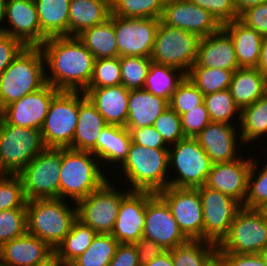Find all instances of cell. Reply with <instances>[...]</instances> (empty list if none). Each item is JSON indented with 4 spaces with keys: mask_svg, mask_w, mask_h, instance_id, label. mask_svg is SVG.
Returning <instances> with one entry per match:
<instances>
[{
    "mask_svg": "<svg viewBox=\"0 0 267 266\" xmlns=\"http://www.w3.org/2000/svg\"><path fill=\"white\" fill-rule=\"evenodd\" d=\"M265 262H266V265H267V248H265L262 252H261Z\"/></svg>",
    "mask_w": 267,
    "mask_h": 266,
    "instance_id": "64",
    "label": "cell"
},
{
    "mask_svg": "<svg viewBox=\"0 0 267 266\" xmlns=\"http://www.w3.org/2000/svg\"><path fill=\"white\" fill-rule=\"evenodd\" d=\"M238 20L267 37V2L246 9L239 15Z\"/></svg>",
    "mask_w": 267,
    "mask_h": 266,
    "instance_id": "51",
    "label": "cell"
},
{
    "mask_svg": "<svg viewBox=\"0 0 267 266\" xmlns=\"http://www.w3.org/2000/svg\"><path fill=\"white\" fill-rule=\"evenodd\" d=\"M229 90L241 110L267 93V76L256 68H239L233 72Z\"/></svg>",
    "mask_w": 267,
    "mask_h": 266,
    "instance_id": "31",
    "label": "cell"
},
{
    "mask_svg": "<svg viewBox=\"0 0 267 266\" xmlns=\"http://www.w3.org/2000/svg\"><path fill=\"white\" fill-rule=\"evenodd\" d=\"M141 266H174L171 250L164 251L161 255L152 259L149 263Z\"/></svg>",
    "mask_w": 267,
    "mask_h": 266,
    "instance_id": "57",
    "label": "cell"
},
{
    "mask_svg": "<svg viewBox=\"0 0 267 266\" xmlns=\"http://www.w3.org/2000/svg\"><path fill=\"white\" fill-rule=\"evenodd\" d=\"M143 237L171 250L189 239L182 233L167 203L154 193L145 208Z\"/></svg>",
    "mask_w": 267,
    "mask_h": 266,
    "instance_id": "17",
    "label": "cell"
},
{
    "mask_svg": "<svg viewBox=\"0 0 267 266\" xmlns=\"http://www.w3.org/2000/svg\"><path fill=\"white\" fill-rule=\"evenodd\" d=\"M45 148L41 129L7 124L0 117V174L18 175Z\"/></svg>",
    "mask_w": 267,
    "mask_h": 266,
    "instance_id": "6",
    "label": "cell"
},
{
    "mask_svg": "<svg viewBox=\"0 0 267 266\" xmlns=\"http://www.w3.org/2000/svg\"><path fill=\"white\" fill-rule=\"evenodd\" d=\"M77 38L95 59L119 57L112 14L105 22L84 30Z\"/></svg>",
    "mask_w": 267,
    "mask_h": 266,
    "instance_id": "33",
    "label": "cell"
},
{
    "mask_svg": "<svg viewBox=\"0 0 267 266\" xmlns=\"http://www.w3.org/2000/svg\"><path fill=\"white\" fill-rule=\"evenodd\" d=\"M108 266H140L134 244L120 243Z\"/></svg>",
    "mask_w": 267,
    "mask_h": 266,
    "instance_id": "56",
    "label": "cell"
},
{
    "mask_svg": "<svg viewBox=\"0 0 267 266\" xmlns=\"http://www.w3.org/2000/svg\"><path fill=\"white\" fill-rule=\"evenodd\" d=\"M232 70L210 67H191L186 77L204 94L229 89Z\"/></svg>",
    "mask_w": 267,
    "mask_h": 266,
    "instance_id": "39",
    "label": "cell"
},
{
    "mask_svg": "<svg viewBox=\"0 0 267 266\" xmlns=\"http://www.w3.org/2000/svg\"><path fill=\"white\" fill-rule=\"evenodd\" d=\"M103 169L90 151L62 148L60 199L77 203L98 190L110 178Z\"/></svg>",
    "mask_w": 267,
    "mask_h": 266,
    "instance_id": "4",
    "label": "cell"
},
{
    "mask_svg": "<svg viewBox=\"0 0 267 266\" xmlns=\"http://www.w3.org/2000/svg\"><path fill=\"white\" fill-rule=\"evenodd\" d=\"M27 232L26 208L0 211V246Z\"/></svg>",
    "mask_w": 267,
    "mask_h": 266,
    "instance_id": "47",
    "label": "cell"
},
{
    "mask_svg": "<svg viewBox=\"0 0 267 266\" xmlns=\"http://www.w3.org/2000/svg\"><path fill=\"white\" fill-rule=\"evenodd\" d=\"M6 2L7 0H0V31L5 26L3 22H5Z\"/></svg>",
    "mask_w": 267,
    "mask_h": 266,
    "instance_id": "60",
    "label": "cell"
},
{
    "mask_svg": "<svg viewBox=\"0 0 267 266\" xmlns=\"http://www.w3.org/2000/svg\"><path fill=\"white\" fill-rule=\"evenodd\" d=\"M218 257L226 266H267L261 253H218Z\"/></svg>",
    "mask_w": 267,
    "mask_h": 266,
    "instance_id": "54",
    "label": "cell"
},
{
    "mask_svg": "<svg viewBox=\"0 0 267 266\" xmlns=\"http://www.w3.org/2000/svg\"><path fill=\"white\" fill-rule=\"evenodd\" d=\"M26 220L27 233L55 250L77 220V205L59 198L30 200L26 202Z\"/></svg>",
    "mask_w": 267,
    "mask_h": 266,
    "instance_id": "3",
    "label": "cell"
},
{
    "mask_svg": "<svg viewBox=\"0 0 267 266\" xmlns=\"http://www.w3.org/2000/svg\"><path fill=\"white\" fill-rule=\"evenodd\" d=\"M256 69L267 76V37H264L262 40L260 59Z\"/></svg>",
    "mask_w": 267,
    "mask_h": 266,
    "instance_id": "58",
    "label": "cell"
},
{
    "mask_svg": "<svg viewBox=\"0 0 267 266\" xmlns=\"http://www.w3.org/2000/svg\"><path fill=\"white\" fill-rule=\"evenodd\" d=\"M45 84L42 50L40 47H24L0 74V111Z\"/></svg>",
    "mask_w": 267,
    "mask_h": 266,
    "instance_id": "5",
    "label": "cell"
},
{
    "mask_svg": "<svg viewBox=\"0 0 267 266\" xmlns=\"http://www.w3.org/2000/svg\"><path fill=\"white\" fill-rule=\"evenodd\" d=\"M59 92L46 83L37 91L14 101L0 111V117L11 125L41 129L53 97Z\"/></svg>",
    "mask_w": 267,
    "mask_h": 266,
    "instance_id": "18",
    "label": "cell"
},
{
    "mask_svg": "<svg viewBox=\"0 0 267 266\" xmlns=\"http://www.w3.org/2000/svg\"><path fill=\"white\" fill-rule=\"evenodd\" d=\"M53 255L54 250L46 242L27 232L0 246V262L7 266H35Z\"/></svg>",
    "mask_w": 267,
    "mask_h": 266,
    "instance_id": "23",
    "label": "cell"
},
{
    "mask_svg": "<svg viewBox=\"0 0 267 266\" xmlns=\"http://www.w3.org/2000/svg\"><path fill=\"white\" fill-rule=\"evenodd\" d=\"M78 110L79 91H59L53 97L41 128L46 147L72 149Z\"/></svg>",
    "mask_w": 267,
    "mask_h": 266,
    "instance_id": "12",
    "label": "cell"
},
{
    "mask_svg": "<svg viewBox=\"0 0 267 266\" xmlns=\"http://www.w3.org/2000/svg\"><path fill=\"white\" fill-rule=\"evenodd\" d=\"M96 235L97 233L91 227L84 225L77 219L70 232L54 250V255L63 266H69L88 249Z\"/></svg>",
    "mask_w": 267,
    "mask_h": 266,
    "instance_id": "35",
    "label": "cell"
},
{
    "mask_svg": "<svg viewBox=\"0 0 267 266\" xmlns=\"http://www.w3.org/2000/svg\"><path fill=\"white\" fill-rule=\"evenodd\" d=\"M0 266H7V265H5V264H3V263L0 262Z\"/></svg>",
    "mask_w": 267,
    "mask_h": 266,
    "instance_id": "65",
    "label": "cell"
},
{
    "mask_svg": "<svg viewBox=\"0 0 267 266\" xmlns=\"http://www.w3.org/2000/svg\"><path fill=\"white\" fill-rule=\"evenodd\" d=\"M251 164L252 157L248 155H241L229 162L212 164L205 186L220 191L243 206Z\"/></svg>",
    "mask_w": 267,
    "mask_h": 266,
    "instance_id": "20",
    "label": "cell"
},
{
    "mask_svg": "<svg viewBox=\"0 0 267 266\" xmlns=\"http://www.w3.org/2000/svg\"><path fill=\"white\" fill-rule=\"evenodd\" d=\"M24 47L19 40L0 31V74Z\"/></svg>",
    "mask_w": 267,
    "mask_h": 266,
    "instance_id": "53",
    "label": "cell"
},
{
    "mask_svg": "<svg viewBox=\"0 0 267 266\" xmlns=\"http://www.w3.org/2000/svg\"><path fill=\"white\" fill-rule=\"evenodd\" d=\"M181 128L185 137L195 138L210 122L204 102L180 116Z\"/></svg>",
    "mask_w": 267,
    "mask_h": 266,
    "instance_id": "49",
    "label": "cell"
},
{
    "mask_svg": "<svg viewBox=\"0 0 267 266\" xmlns=\"http://www.w3.org/2000/svg\"><path fill=\"white\" fill-rule=\"evenodd\" d=\"M121 85L119 57L95 59L92 78L86 89Z\"/></svg>",
    "mask_w": 267,
    "mask_h": 266,
    "instance_id": "44",
    "label": "cell"
},
{
    "mask_svg": "<svg viewBox=\"0 0 267 266\" xmlns=\"http://www.w3.org/2000/svg\"><path fill=\"white\" fill-rule=\"evenodd\" d=\"M121 85L128 90L143 89L152 61L143 56H122Z\"/></svg>",
    "mask_w": 267,
    "mask_h": 266,
    "instance_id": "43",
    "label": "cell"
},
{
    "mask_svg": "<svg viewBox=\"0 0 267 266\" xmlns=\"http://www.w3.org/2000/svg\"><path fill=\"white\" fill-rule=\"evenodd\" d=\"M107 180L98 190L79 200L77 219L91 227L97 234H111L117 219L122 197L129 191Z\"/></svg>",
    "mask_w": 267,
    "mask_h": 266,
    "instance_id": "11",
    "label": "cell"
},
{
    "mask_svg": "<svg viewBox=\"0 0 267 266\" xmlns=\"http://www.w3.org/2000/svg\"><path fill=\"white\" fill-rule=\"evenodd\" d=\"M161 21L204 38L222 29V25L207 10L190 0H166Z\"/></svg>",
    "mask_w": 267,
    "mask_h": 266,
    "instance_id": "16",
    "label": "cell"
},
{
    "mask_svg": "<svg viewBox=\"0 0 267 266\" xmlns=\"http://www.w3.org/2000/svg\"><path fill=\"white\" fill-rule=\"evenodd\" d=\"M195 5L209 11L223 26L231 21L238 20L234 0H190Z\"/></svg>",
    "mask_w": 267,
    "mask_h": 266,
    "instance_id": "50",
    "label": "cell"
},
{
    "mask_svg": "<svg viewBox=\"0 0 267 266\" xmlns=\"http://www.w3.org/2000/svg\"><path fill=\"white\" fill-rule=\"evenodd\" d=\"M238 125V123L231 125L210 122L195 137L202 149L210 157L212 164L229 162L238 159L242 155V149H238V146L240 147V144H243L241 136H238L240 134Z\"/></svg>",
    "mask_w": 267,
    "mask_h": 266,
    "instance_id": "21",
    "label": "cell"
},
{
    "mask_svg": "<svg viewBox=\"0 0 267 266\" xmlns=\"http://www.w3.org/2000/svg\"><path fill=\"white\" fill-rule=\"evenodd\" d=\"M161 19L114 16L118 54L150 58Z\"/></svg>",
    "mask_w": 267,
    "mask_h": 266,
    "instance_id": "15",
    "label": "cell"
},
{
    "mask_svg": "<svg viewBox=\"0 0 267 266\" xmlns=\"http://www.w3.org/2000/svg\"><path fill=\"white\" fill-rule=\"evenodd\" d=\"M204 104L208 110L211 122L231 125H234V123L236 124L235 120L240 122L241 110L235 104L229 89L204 95ZM233 119L234 121H231Z\"/></svg>",
    "mask_w": 267,
    "mask_h": 266,
    "instance_id": "40",
    "label": "cell"
},
{
    "mask_svg": "<svg viewBox=\"0 0 267 266\" xmlns=\"http://www.w3.org/2000/svg\"><path fill=\"white\" fill-rule=\"evenodd\" d=\"M153 126L168 146L185 138L181 128V118L170 107L155 120Z\"/></svg>",
    "mask_w": 267,
    "mask_h": 266,
    "instance_id": "48",
    "label": "cell"
},
{
    "mask_svg": "<svg viewBox=\"0 0 267 266\" xmlns=\"http://www.w3.org/2000/svg\"><path fill=\"white\" fill-rule=\"evenodd\" d=\"M133 244L137 251L140 266L149 263L156 256L166 251L161 245L145 237H141Z\"/></svg>",
    "mask_w": 267,
    "mask_h": 266,
    "instance_id": "55",
    "label": "cell"
},
{
    "mask_svg": "<svg viewBox=\"0 0 267 266\" xmlns=\"http://www.w3.org/2000/svg\"><path fill=\"white\" fill-rule=\"evenodd\" d=\"M209 266H224V263L217 257Z\"/></svg>",
    "mask_w": 267,
    "mask_h": 266,
    "instance_id": "62",
    "label": "cell"
},
{
    "mask_svg": "<svg viewBox=\"0 0 267 266\" xmlns=\"http://www.w3.org/2000/svg\"><path fill=\"white\" fill-rule=\"evenodd\" d=\"M119 244L111 234H97L88 249L69 266H108Z\"/></svg>",
    "mask_w": 267,
    "mask_h": 266,
    "instance_id": "38",
    "label": "cell"
},
{
    "mask_svg": "<svg viewBox=\"0 0 267 266\" xmlns=\"http://www.w3.org/2000/svg\"><path fill=\"white\" fill-rule=\"evenodd\" d=\"M168 154L169 186L198 188L205 185L212 161L195 138L179 140L169 146ZM170 170L174 172L173 176Z\"/></svg>",
    "mask_w": 267,
    "mask_h": 266,
    "instance_id": "7",
    "label": "cell"
},
{
    "mask_svg": "<svg viewBox=\"0 0 267 266\" xmlns=\"http://www.w3.org/2000/svg\"><path fill=\"white\" fill-rule=\"evenodd\" d=\"M169 107V101L143 89L129 91L127 129L154 125L155 120Z\"/></svg>",
    "mask_w": 267,
    "mask_h": 266,
    "instance_id": "27",
    "label": "cell"
},
{
    "mask_svg": "<svg viewBox=\"0 0 267 266\" xmlns=\"http://www.w3.org/2000/svg\"><path fill=\"white\" fill-rule=\"evenodd\" d=\"M197 189L203 211V240L218 245L227 235L231 223L242 205L233 198L205 185Z\"/></svg>",
    "mask_w": 267,
    "mask_h": 266,
    "instance_id": "13",
    "label": "cell"
},
{
    "mask_svg": "<svg viewBox=\"0 0 267 266\" xmlns=\"http://www.w3.org/2000/svg\"><path fill=\"white\" fill-rule=\"evenodd\" d=\"M128 130L131 134L132 142L137 145L153 149L169 148L153 125Z\"/></svg>",
    "mask_w": 267,
    "mask_h": 266,
    "instance_id": "52",
    "label": "cell"
},
{
    "mask_svg": "<svg viewBox=\"0 0 267 266\" xmlns=\"http://www.w3.org/2000/svg\"><path fill=\"white\" fill-rule=\"evenodd\" d=\"M252 156L251 169L248 176L247 194L242 207L259 209L267 202V164L263 167ZM258 163V164H257ZM260 166V167H259ZM260 170H259V169Z\"/></svg>",
    "mask_w": 267,
    "mask_h": 266,
    "instance_id": "42",
    "label": "cell"
},
{
    "mask_svg": "<svg viewBox=\"0 0 267 266\" xmlns=\"http://www.w3.org/2000/svg\"><path fill=\"white\" fill-rule=\"evenodd\" d=\"M266 2L267 0H234L238 15H240L243 11L250 7L257 6Z\"/></svg>",
    "mask_w": 267,
    "mask_h": 266,
    "instance_id": "59",
    "label": "cell"
},
{
    "mask_svg": "<svg viewBox=\"0 0 267 266\" xmlns=\"http://www.w3.org/2000/svg\"><path fill=\"white\" fill-rule=\"evenodd\" d=\"M157 194L167 203L173 218L189 240H203V211L197 188L168 186Z\"/></svg>",
    "mask_w": 267,
    "mask_h": 266,
    "instance_id": "14",
    "label": "cell"
},
{
    "mask_svg": "<svg viewBox=\"0 0 267 266\" xmlns=\"http://www.w3.org/2000/svg\"><path fill=\"white\" fill-rule=\"evenodd\" d=\"M111 15V0H70L68 36L77 37L84 30L102 24Z\"/></svg>",
    "mask_w": 267,
    "mask_h": 266,
    "instance_id": "28",
    "label": "cell"
},
{
    "mask_svg": "<svg viewBox=\"0 0 267 266\" xmlns=\"http://www.w3.org/2000/svg\"><path fill=\"white\" fill-rule=\"evenodd\" d=\"M166 0H111V14L119 17L161 19Z\"/></svg>",
    "mask_w": 267,
    "mask_h": 266,
    "instance_id": "41",
    "label": "cell"
},
{
    "mask_svg": "<svg viewBox=\"0 0 267 266\" xmlns=\"http://www.w3.org/2000/svg\"><path fill=\"white\" fill-rule=\"evenodd\" d=\"M185 76L186 74L177 68L152 62L145 79L144 89L170 101L172 94Z\"/></svg>",
    "mask_w": 267,
    "mask_h": 266,
    "instance_id": "37",
    "label": "cell"
},
{
    "mask_svg": "<svg viewBox=\"0 0 267 266\" xmlns=\"http://www.w3.org/2000/svg\"><path fill=\"white\" fill-rule=\"evenodd\" d=\"M150 191L129 190L121 200L117 219L111 235L119 243L133 244L143 237L147 200Z\"/></svg>",
    "mask_w": 267,
    "mask_h": 266,
    "instance_id": "19",
    "label": "cell"
},
{
    "mask_svg": "<svg viewBox=\"0 0 267 266\" xmlns=\"http://www.w3.org/2000/svg\"><path fill=\"white\" fill-rule=\"evenodd\" d=\"M40 49L44 56L46 83L59 91L83 92L88 87L95 57L77 37H50Z\"/></svg>",
    "mask_w": 267,
    "mask_h": 266,
    "instance_id": "1",
    "label": "cell"
},
{
    "mask_svg": "<svg viewBox=\"0 0 267 266\" xmlns=\"http://www.w3.org/2000/svg\"><path fill=\"white\" fill-rule=\"evenodd\" d=\"M129 91L123 85H116L85 89L83 92L107 124L125 127L128 117Z\"/></svg>",
    "mask_w": 267,
    "mask_h": 266,
    "instance_id": "25",
    "label": "cell"
},
{
    "mask_svg": "<svg viewBox=\"0 0 267 266\" xmlns=\"http://www.w3.org/2000/svg\"><path fill=\"white\" fill-rule=\"evenodd\" d=\"M238 124L239 135L243 142L241 148L246 144L256 143L259 138L267 135V93L253 104L241 109Z\"/></svg>",
    "mask_w": 267,
    "mask_h": 266,
    "instance_id": "34",
    "label": "cell"
},
{
    "mask_svg": "<svg viewBox=\"0 0 267 266\" xmlns=\"http://www.w3.org/2000/svg\"><path fill=\"white\" fill-rule=\"evenodd\" d=\"M204 102V94L186 76L172 94L169 107L179 116Z\"/></svg>",
    "mask_w": 267,
    "mask_h": 266,
    "instance_id": "45",
    "label": "cell"
},
{
    "mask_svg": "<svg viewBox=\"0 0 267 266\" xmlns=\"http://www.w3.org/2000/svg\"><path fill=\"white\" fill-rule=\"evenodd\" d=\"M174 266H209L217 257V245L208 240H188L171 249Z\"/></svg>",
    "mask_w": 267,
    "mask_h": 266,
    "instance_id": "36",
    "label": "cell"
},
{
    "mask_svg": "<svg viewBox=\"0 0 267 266\" xmlns=\"http://www.w3.org/2000/svg\"><path fill=\"white\" fill-rule=\"evenodd\" d=\"M192 67H210L236 71V59L231 37L221 29L219 32L200 38L195 64Z\"/></svg>",
    "mask_w": 267,
    "mask_h": 266,
    "instance_id": "24",
    "label": "cell"
},
{
    "mask_svg": "<svg viewBox=\"0 0 267 266\" xmlns=\"http://www.w3.org/2000/svg\"><path fill=\"white\" fill-rule=\"evenodd\" d=\"M62 148L46 147L19 174L27 201L60 199Z\"/></svg>",
    "mask_w": 267,
    "mask_h": 266,
    "instance_id": "8",
    "label": "cell"
},
{
    "mask_svg": "<svg viewBox=\"0 0 267 266\" xmlns=\"http://www.w3.org/2000/svg\"><path fill=\"white\" fill-rule=\"evenodd\" d=\"M105 119L84 92L79 91L78 123L72 140V149L90 151L96 156V143L107 126Z\"/></svg>",
    "mask_w": 267,
    "mask_h": 266,
    "instance_id": "26",
    "label": "cell"
},
{
    "mask_svg": "<svg viewBox=\"0 0 267 266\" xmlns=\"http://www.w3.org/2000/svg\"><path fill=\"white\" fill-rule=\"evenodd\" d=\"M6 21L1 32L19 40L25 47L41 46V28L34 0H7Z\"/></svg>",
    "mask_w": 267,
    "mask_h": 266,
    "instance_id": "22",
    "label": "cell"
},
{
    "mask_svg": "<svg viewBox=\"0 0 267 266\" xmlns=\"http://www.w3.org/2000/svg\"><path fill=\"white\" fill-rule=\"evenodd\" d=\"M119 168L121 180L129 185V190L150 191L157 193L169 186V154L168 149L147 148L131 143L124 163ZM123 173V174H122Z\"/></svg>",
    "mask_w": 267,
    "mask_h": 266,
    "instance_id": "2",
    "label": "cell"
},
{
    "mask_svg": "<svg viewBox=\"0 0 267 266\" xmlns=\"http://www.w3.org/2000/svg\"><path fill=\"white\" fill-rule=\"evenodd\" d=\"M35 266H63L61 264V262L56 258L55 255H53L49 260H47L46 262L39 264V265H35Z\"/></svg>",
    "mask_w": 267,
    "mask_h": 266,
    "instance_id": "61",
    "label": "cell"
},
{
    "mask_svg": "<svg viewBox=\"0 0 267 266\" xmlns=\"http://www.w3.org/2000/svg\"><path fill=\"white\" fill-rule=\"evenodd\" d=\"M267 248V217L259 209L242 207L227 235L217 245L218 253L252 254Z\"/></svg>",
    "mask_w": 267,
    "mask_h": 266,
    "instance_id": "9",
    "label": "cell"
},
{
    "mask_svg": "<svg viewBox=\"0 0 267 266\" xmlns=\"http://www.w3.org/2000/svg\"><path fill=\"white\" fill-rule=\"evenodd\" d=\"M222 29L231 37L239 68H256L260 59L263 36L246 27L239 20L223 25Z\"/></svg>",
    "mask_w": 267,
    "mask_h": 266,
    "instance_id": "29",
    "label": "cell"
},
{
    "mask_svg": "<svg viewBox=\"0 0 267 266\" xmlns=\"http://www.w3.org/2000/svg\"><path fill=\"white\" fill-rule=\"evenodd\" d=\"M41 28V45L47 38L68 36L70 0H34Z\"/></svg>",
    "mask_w": 267,
    "mask_h": 266,
    "instance_id": "32",
    "label": "cell"
},
{
    "mask_svg": "<svg viewBox=\"0 0 267 266\" xmlns=\"http://www.w3.org/2000/svg\"><path fill=\"white\" fill-rule=\"evenodd\" d=\"M259 210L262 212V214H263L265 217H267V202H266L264 205H262V206L259 208Z\"/></svg>",
    "mask_w": 267,
    "mask_h": 266,
    "instance_id": "63",
    "label": "cell"
},
{
    "mask_svg": "<svg viewBox=\"0 0 267 266\" xmlns=\"http://www.w3.org/2000/svg\"><path fill=\"white\" fill-rule=\"evenodd\" d=\"M23 184L18 175L0 174V211L26 208Z\"/></svg>",
    "mask_w": 267,
    "mask_h": 266,
    "instance_id": "46",
    "label": "cell"
},
{
    "mask_svg": "<svg viewBox=\"0 0 267 266\" xmlns=\"http://www.w3.org/2000/svg\"><path fill=\"white\" fill-rule=\"evenodd\" d=\"M200 38L184 29L160 21L150 60L188 73L195 64Z\"/></svg>",
    "mask_w": 267,
    "mask_h": 266,
    "instance_id": "10",
    "label": "cell"
},
{
    "mask_svg": "<svg viewBox=\"0 0 267 266\" xmlns=\"http://www.w3.org/2000/svg\"><path fill=\"white\" fill-rule=\"evenodd\" d=\"M131 143L132 137L126 127L108 124L101 131L96 143V157L102 163V168L108 164L120 167L128 156Z\"/></svg>",
    "mask_w": 267,
    "mask_h": 266,
    "instance_id": "30",
    "label": "cell"
}]
</instances>
